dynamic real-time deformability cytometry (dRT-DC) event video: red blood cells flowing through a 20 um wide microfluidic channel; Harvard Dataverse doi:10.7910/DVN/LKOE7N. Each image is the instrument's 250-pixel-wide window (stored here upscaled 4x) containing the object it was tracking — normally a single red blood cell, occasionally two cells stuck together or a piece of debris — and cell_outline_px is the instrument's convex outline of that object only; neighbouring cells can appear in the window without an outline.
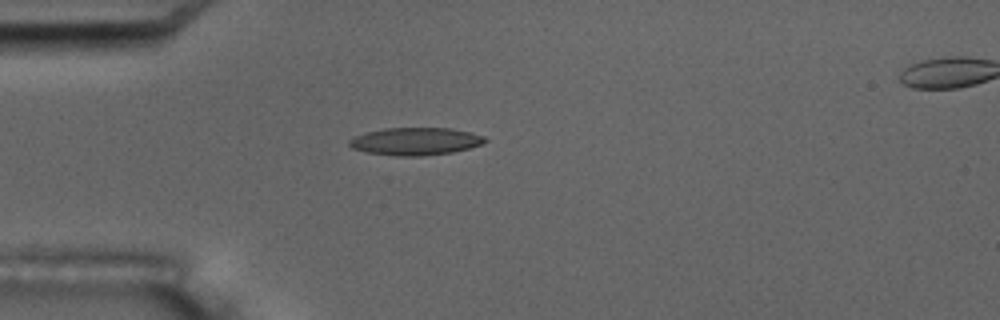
{"species": "common noctule bat (a hibernating species)", "species_latin": "Nyctalus noctula", "temperature_condition": "room temperature", "stored_images_in_passage": 15, "camera_frame_rate_fps": 3000, "um_per_image_px": 0.085, "animal": {"sex": "male", "body_mass_g": 17.5, "forearm_length_mm": 52.3}, "frame": {"image": 1, "passage_image": 3, "time_ms": 2.333, "image_size_px": [1000, 320], "cell_outline_px": [[488, 140], [480, 144], [468, 148], [452, 152], [420, 156], [396, 156], [368, 152], [352, 148], [348, 144], [348, 140], [364, 132], [384, 128], [452, 128], [484, 136]], "centroid_in_image_um": [35.28, 12.01], "position_along_channel_um": 49.7, "area_um2": 21.68}}
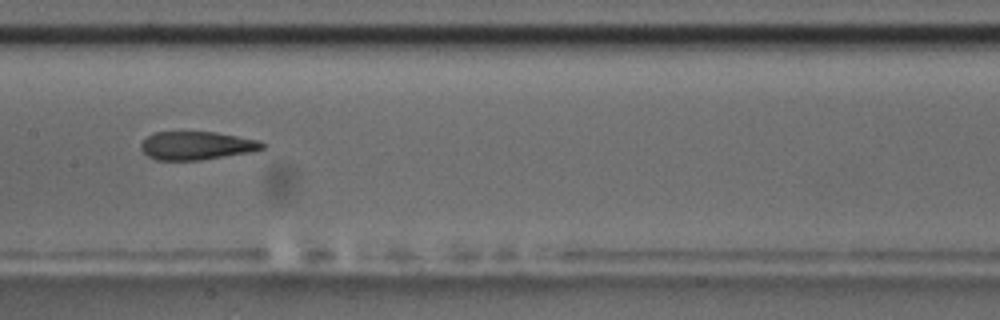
{"frame": {"image": 2, "passage_image": 7, "time_ms": 6.667, "image_size_px": [1000, 320], "cell_outline_px": [[268, 144], [264, 148], [256, 152], [200, 160], [156, 160], [148, 156], [140, 148], [140, 144], [148, 136], [156, 132], [216, 132], [260, 140]], "centroid_in_image_um": [16.79, 12.38], "position_along_channel_um": 190.6, "area_um2": 20.29}, "authors_computed_cell_mechanics": {"area_um2": 21.4438, "velocity_mm_per_s": 3.5319, "shape_relaxation_time_tau1_ms": 5.56, "shape_relaxation_time_tau2_ms": 2.9668, "deformation_change_tau1": 0.1832, "deformation_change_tau2": 0.1244}}